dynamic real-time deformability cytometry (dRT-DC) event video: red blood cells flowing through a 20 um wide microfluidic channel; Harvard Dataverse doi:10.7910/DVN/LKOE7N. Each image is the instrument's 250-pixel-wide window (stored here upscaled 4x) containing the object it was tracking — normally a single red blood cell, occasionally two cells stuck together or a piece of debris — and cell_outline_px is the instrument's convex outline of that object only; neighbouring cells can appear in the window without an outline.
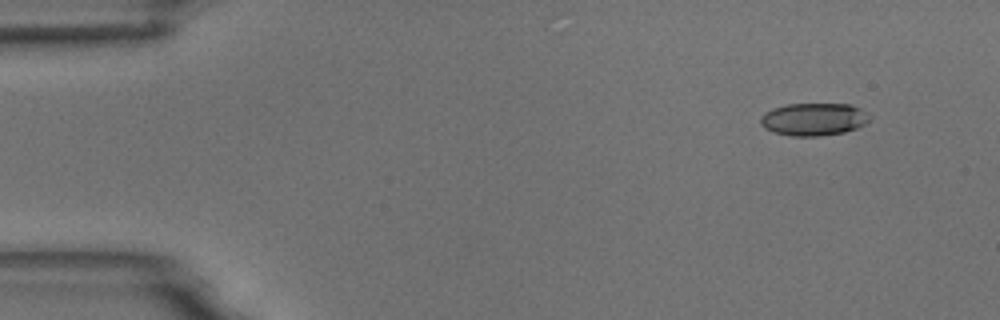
{"species": "common noctule bat (a hibernating species)", "species_latin": "Nyctalus noctula", "temperature_condition": "room temperature", "stored_images_in_passage": 4, "camera_frame_rate_fps": 3000, "um_per_image_px": 0.085, "animal": {"sex": "male", "body_mass_g": 18.8}, "frame": {"image": 1, "passage_image": 1, "time_ms": 0.0, "image_size_px": [1000, 320], "cell_outline_px": [[872, 116], [864, 124], [856, 128], [844, 132], [820, 136], [792, 136], [772, 132], [764, 128], [760, 124], [760, 116], [764, 112], [772, 108], [788, 104], [852, 104], [860, 108]], "centroid_in_image_um": [69.14, 10.13], "position_along_channel_um": 15.9, "area_um2": 20.92}}
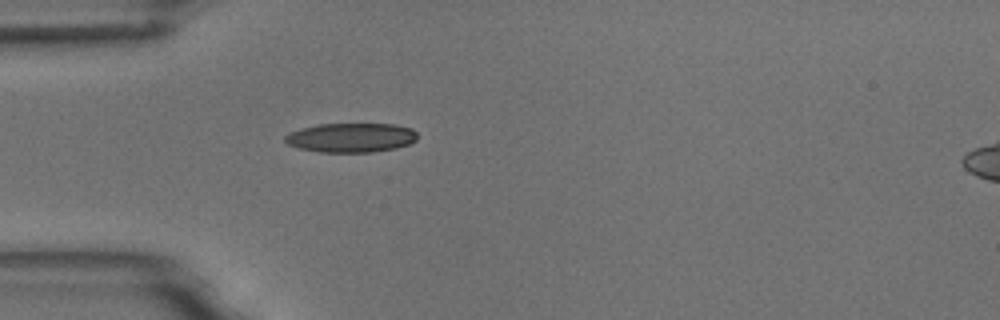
{"frame": {"image": 2, "passage_image": 4, "time_ms": 3.667, "image_size_px": [1000, 320], "cell_outline_px": [[416, 140], [408, 144], [396, 148], [372, 152], [320, 152], [300, 148], [288, 144], [284, 140], [284, 136], [288, 132], [300, 128], [320, 124], [396, 124], [412, 128], [416, 132]], "centroid_in_image_um": [29.83, 11.69], "position_along_channel_um": 55.2, "area_um2": 22.66}}